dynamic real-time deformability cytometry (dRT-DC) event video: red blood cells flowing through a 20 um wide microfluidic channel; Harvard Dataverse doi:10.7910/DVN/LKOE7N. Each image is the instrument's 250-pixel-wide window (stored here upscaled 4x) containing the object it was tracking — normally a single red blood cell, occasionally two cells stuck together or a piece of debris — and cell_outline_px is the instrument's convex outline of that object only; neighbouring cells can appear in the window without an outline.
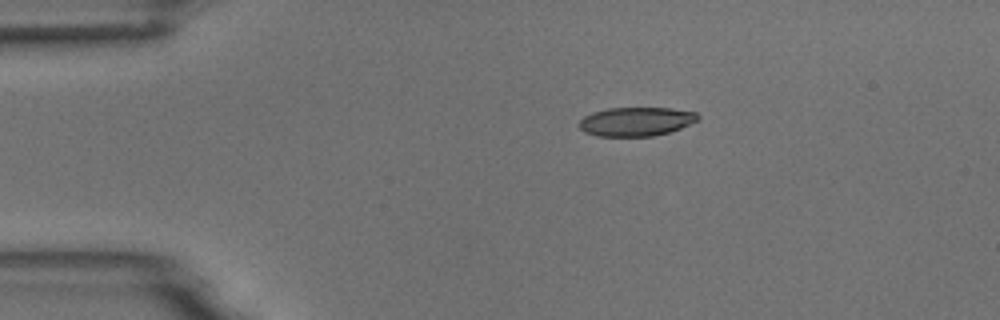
{"species": "common noctule bat (a hibernating species)", "species_latin": "Nyctalus noctula", "temperature_condition": "room temperature", "stored_images_in_passage": 2, "camera_frame_rate_fps": 3000, "um_per_image_px": 0.085, "animal": {"sex": "male", "body_mass_g": 18.8}, "frame": {"image": 1, "passage_image": 1, "time_ms": 0.0, "image_size_px": [1000, 320], "cell_outline_px": [[700, 120], [680, 128], [668, 132], [652, 136], [596, 136], [584, 132], [580, 128], [580, 120], [584, 116], [592, 112], [608, 108], [672, 108], [696, 112], [700, 116]], "centroid_in_image_um": [54.08, 10.33], "position_along_channel_um": 30.9, "area_um2": 20.06}}